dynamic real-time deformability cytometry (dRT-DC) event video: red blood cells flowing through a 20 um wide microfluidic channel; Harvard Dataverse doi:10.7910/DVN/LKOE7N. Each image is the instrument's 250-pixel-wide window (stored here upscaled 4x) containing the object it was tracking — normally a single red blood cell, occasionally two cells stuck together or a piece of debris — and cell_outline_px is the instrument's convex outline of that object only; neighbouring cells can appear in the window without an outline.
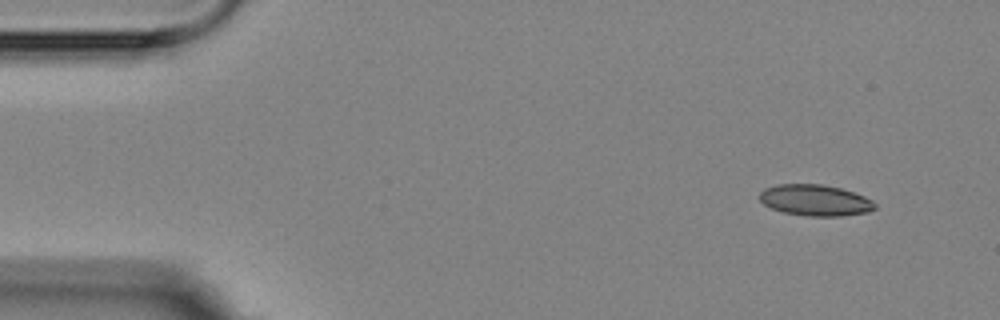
{"species": "Egyptian fruit bat (a non-hibernating species)", "species_latin": "Rousettus aegyptiacus", "temperature_condition": "room temperature", "stored_images_in_passage": 5, "camera_frame_rate_fps": 3000, "um_per_image_px": 0.085, "animal": {"sex": "female"}, "frame": {"image": 1, "passage_image": 1, "time_ms": 0.0, "image_size_px": [1000, 320], "cell_outline_px": [[876, 208], [868, 212], [840, 216], [808, 216], [784, 212], [772, 208], [764, 204], [760, 200], [760, 192], [764, 188], [776, 184], [824, 184], [840, 188], [864, 196], [872, 200], [876, 204]], "centroid_in_image_um": [69.29, 17.01], "position_along_channel_um": 15.7, "area_um2": 20.92}}
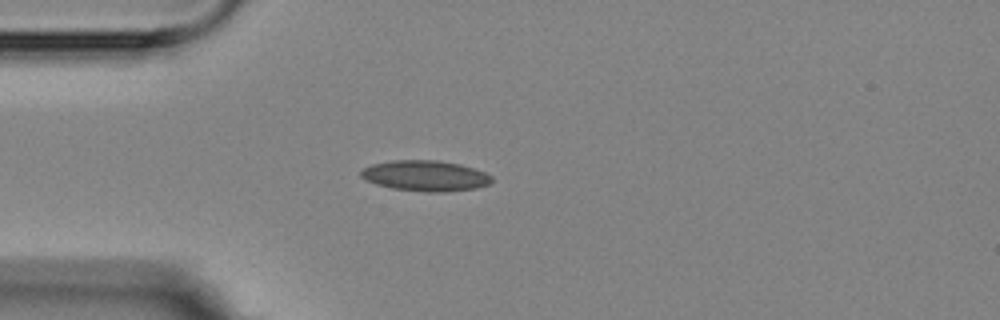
{"frame": {"image": 2, "passage_image": 4, "time_ms": 3.333, "image_size_px": [1000, 320], "cell_outline_px": [[492, 180], [488, 184], [476, 188], [444, 192], [428, 192], [392, 188], [376, 184], [360, 176], [360, 172], [364, 168], [372, 164], [392, 160], [436, 160], [460, 164], [484, 172], [492, 176]], "centroid_in_image_um": [36.15, 14.94], "position_along_channel_um": 48.9, "area_um2": 23.18}}